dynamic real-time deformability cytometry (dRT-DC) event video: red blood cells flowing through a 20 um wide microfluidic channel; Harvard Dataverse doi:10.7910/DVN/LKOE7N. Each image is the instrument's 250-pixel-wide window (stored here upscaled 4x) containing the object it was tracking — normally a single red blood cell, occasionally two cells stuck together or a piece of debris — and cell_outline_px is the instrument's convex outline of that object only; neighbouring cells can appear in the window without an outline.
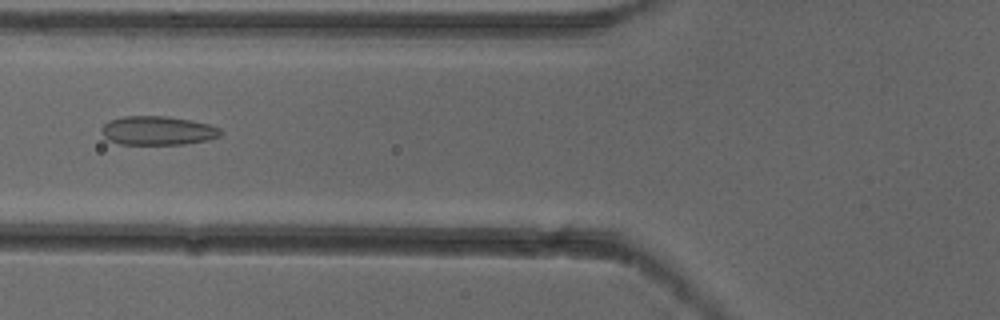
{"species": "common noctule bat (a hibernating species)", "species_latin": "Nyctalus noctula", "temperature_condition": "cold", "stored_images_in_passage": 3, "camera_frame_rate_fps": 3000, "um_per_image_px": 0.085, "animal": {"sex": "female"}, "frame": {"image": 1, "passage_image": 2, "time_ms": 0.333, "image_size_px": [1000, 320], "cell_outline_px": [[224, 132], [220, 136], [208, 140], [184, 144], [120, 144], [108, 140], [100, 132], [100, 128], [108, 120], [124, 116], [168, 116], [192, 120], [208, 124], [220, 128]], "centroid_in_image_um": [13.4, 11.09], "position_along_channel_um": 112.4, "area_um2": 20.29}}
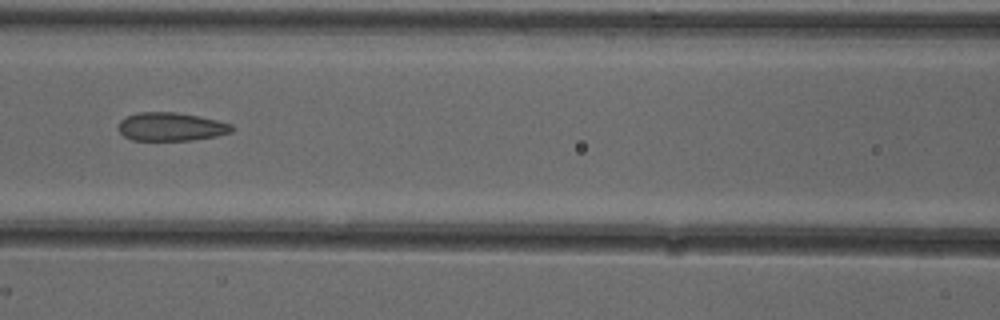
{"frame": {"image": 2, "passage_image": 3, "time_ms": 0.667, "image_size_px": [1000, 320], "cell_outline_px": [[236, 128], [232, 132], [216, 136], [192, 140], [132, 140], [124, 136], [120, 132], [120, 120], [136, 112], [176, 112], [216, 120], [232, 124]], "centroid_in_image_um": [14.56, 10.77], "position_along_channel_um": 152.0, "area_um2": 18.67}}